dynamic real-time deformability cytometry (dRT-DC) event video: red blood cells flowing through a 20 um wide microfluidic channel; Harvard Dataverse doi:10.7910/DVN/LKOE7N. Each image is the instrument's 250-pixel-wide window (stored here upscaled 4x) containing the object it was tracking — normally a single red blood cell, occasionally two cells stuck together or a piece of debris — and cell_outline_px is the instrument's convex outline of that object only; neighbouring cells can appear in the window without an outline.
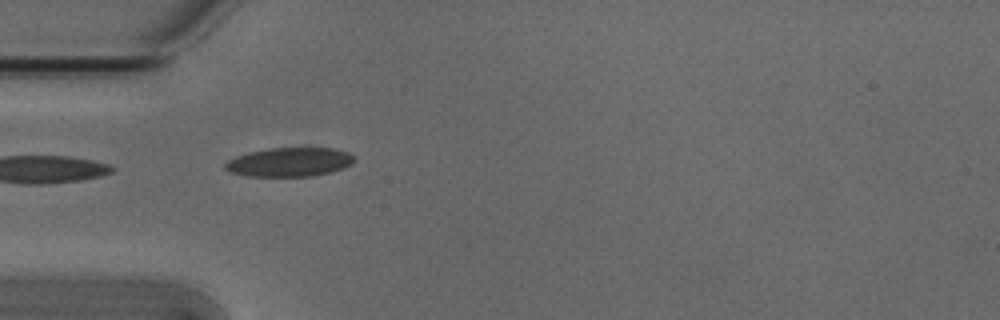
{"species": "Egyptian fruit bat (a non-hibernating species)", "species_latin": "Rousettus aegyptiacus", "temperature_condition": "cold", "stored_images_in_passage": 3, "camera_frame_rate_fps": 3000, "um_per_image_px": 0.085, "animal": {"sex": "male"}, "frame": {"image": 1, "passage_image": 1, "time_ms": 0.0, "image_size_px": [1000, 320], "cell_outline_px": [[356, 160], [352, 164], [344, 168], [332, 172], [312, 176], [248, 176], [228, 172], [224, 168], [224, 164], [228, 160], [236, 156], [248, 152], [268, 148], [336, 148], [348, 152], [356, 156]], "centroid_in_image_um": [24.64, 13.77], "position_along_channel_um": 60.4, "area_um2": 22.14}}